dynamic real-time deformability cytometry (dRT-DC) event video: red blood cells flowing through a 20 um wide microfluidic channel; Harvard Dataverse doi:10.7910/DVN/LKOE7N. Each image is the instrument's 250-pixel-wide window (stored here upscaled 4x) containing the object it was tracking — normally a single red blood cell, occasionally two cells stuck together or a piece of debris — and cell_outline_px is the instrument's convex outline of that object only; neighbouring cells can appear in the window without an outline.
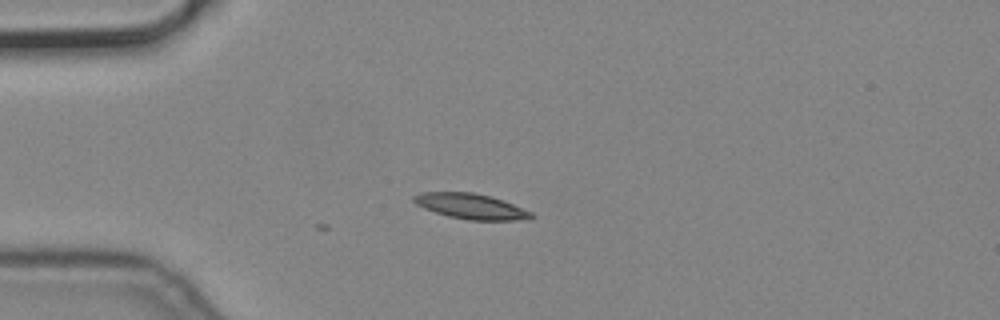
{"species": "common noctule bat (a hibernating species)", "species_latin": "Nyctalus noctula", "temperature_condition": "cold", "stored_images_in_passage": 2, "camera_frame_rate_fps": 3000, "um_per_image_px": 0.085, "animal": {"sex": "male", "body_mass_g": 19.2, "forearm_length_mm": 51.8}, "frame": {"image": 1, "passage_image": 2, "time_ms": 0.333, "image_size_px": [1000, 320], "cell_outline_px": [[536, 216], [516, 220], [468, 220], [448, 216], [424, 208], [416, 204], [412, 200], [412, 196], [420, 192], [472, 192], [492, 196], [504, 200], [532, 212]], "centroid_in_image_um": [40.01, 17.52], "position_along_channel_um": 45.0, "area_um2": 17.4}}